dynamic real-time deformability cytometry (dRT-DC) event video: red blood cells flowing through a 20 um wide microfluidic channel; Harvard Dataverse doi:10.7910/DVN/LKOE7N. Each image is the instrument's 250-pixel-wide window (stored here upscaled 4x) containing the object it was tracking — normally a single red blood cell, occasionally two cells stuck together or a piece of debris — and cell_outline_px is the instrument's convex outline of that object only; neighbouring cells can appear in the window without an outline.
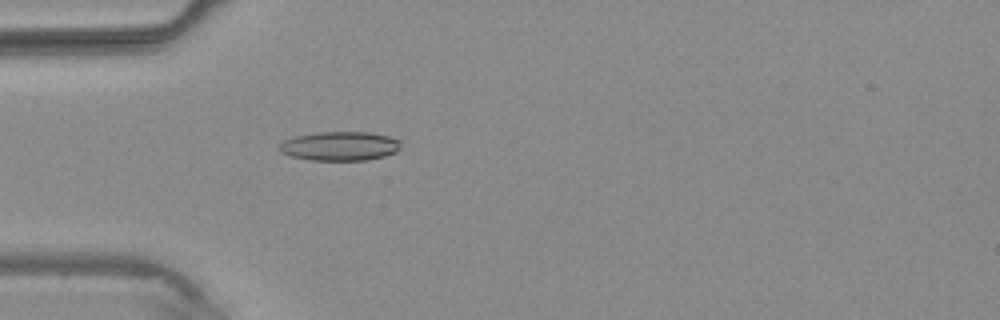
{"species": "common noctule bat (a hibernating species)", "species_latin": "Nyctalus noctula", "temperature_condition": "warm", "stored_images_in_passage": 2, "camera_frame_rate_fps": 3000, "um_per_image_px": 0.085, "animal": {"sex": "male", "body_mass_g": 20.4}, "frame": {"image": 1, "passage_image": 2, "time_ms": 1.0, "image_size_px": [1000, 320], "cell_outline_px": [[400, 148], [396, 152], [384, 156], [368, 160], [312, 160], [292, 156], [280, 152], [276, 148], [284, 140], [296, 136], [316, 132], [372, 132], [388, 136], [400, 140]], "centroid_in_image_um": [28.89, 12.41], "position_along_channel_um": 56.1, "area_um2": 20.69}}